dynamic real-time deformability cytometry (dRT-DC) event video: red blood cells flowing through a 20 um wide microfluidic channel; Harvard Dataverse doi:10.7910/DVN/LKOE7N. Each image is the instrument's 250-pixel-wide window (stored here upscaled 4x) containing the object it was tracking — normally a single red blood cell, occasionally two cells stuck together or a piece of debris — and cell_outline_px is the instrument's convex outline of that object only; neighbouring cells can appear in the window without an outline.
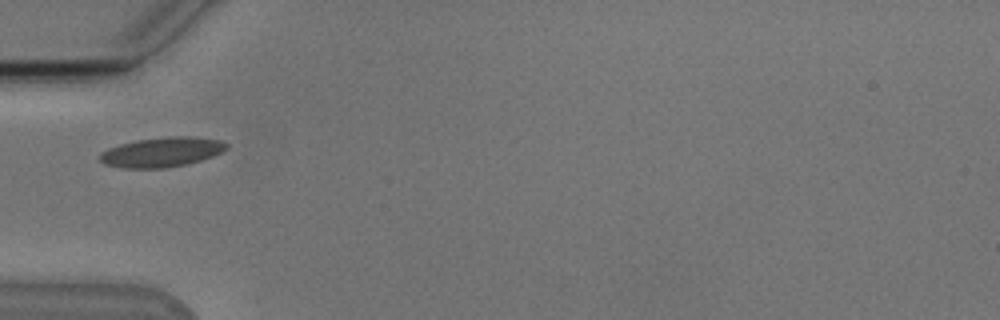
{"species": "Egyptian fruit bat (a non-hibernating species)", "species_latin": "Rousettus aegyptiacus", "temperature_condition": "cold", "stored_images_in_passage": 33, "camera_frame_rate_fps": 3000, "um_per_image_px": 0.085, "animal": {"sex": "male"}, "frame": {"image": 1, "passage_image": 1, "time_ms": 0.0, "image_size_px": [1000, 320], "cell_outline_px": [[228, 148], [212, 156], [200, 160], [184, 164], [164, 168], [124, 168], [104, 164], [100, 160], [100, 152], [108, 148], [120, 144], [136, 140], [168, 136], [192, 136], [220, 140], [228, 144]], "centroid_in_image_um": [13.73, 12.92], "position_along_channel_um": 71.3, "area_um2": 21.85}}
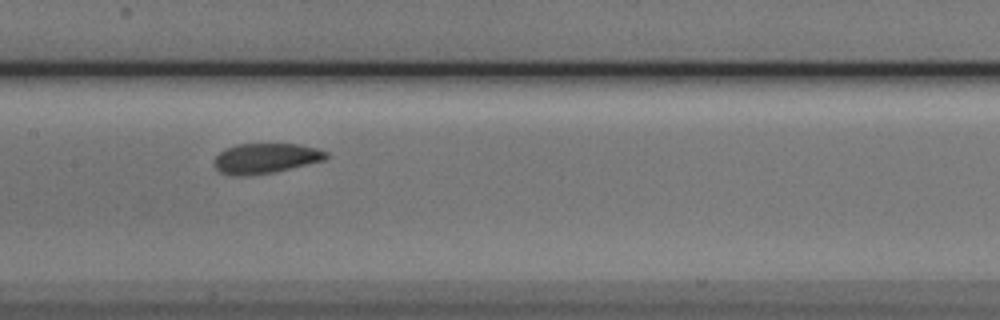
{"frame": {"image": 2, "passage_image": 10, "time_ms": 3.0, "image_size_px": [1000, 320], "cell_outline_px": [[328, 156], [324, 160], [272, 172], [244, 176], [232, 176], [220, 172], [216, 168], [212, 160], [220, 152], [236, 144], [300, 144], [316, 148], [328, 152]], "centroid_in_image_um": [22.55, 13.45], "position_along_channel_um": 184.9, "area_um2": 19.54}}
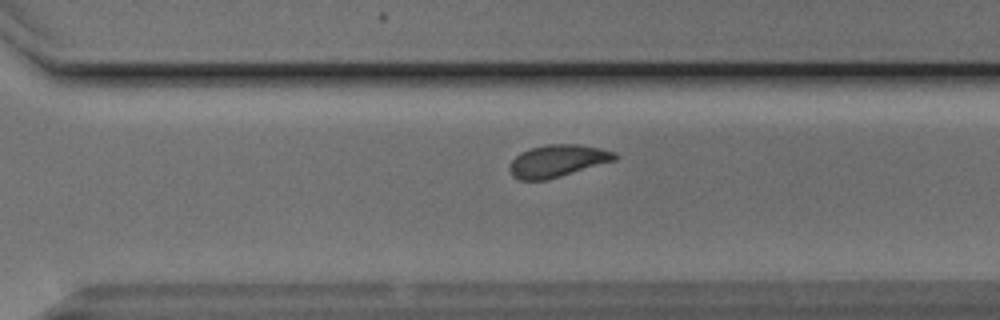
{"frame": {"image": 3, "passage_image": 21, "time_ms": 6.667, "image_size_px": [1000, 320], "cell_outline_px": [[616, 160], [548, 180], [520, 180], [512, 176], [508, 168], [512, 160], [520, 152], [528, 148], [548, 144], [580, 144], [600, 148], [616, 152]], "centroid_in_image_um": [47.37, 13.67], "position_along_channel_um": 323.2, "area_um2": 19.94}, "authors_computed_cell_mechanics": {"area_um2": 19.7676, "velocity_mm_per_s": 3.7859, "shape_relaxation_time_tau1_ms": 8.6264, "shape_relaxation_time_tau2_ms": 2.9269, "deformation_change_tau1": 0.1624, "deformation_change_tau2": 0.0554}}